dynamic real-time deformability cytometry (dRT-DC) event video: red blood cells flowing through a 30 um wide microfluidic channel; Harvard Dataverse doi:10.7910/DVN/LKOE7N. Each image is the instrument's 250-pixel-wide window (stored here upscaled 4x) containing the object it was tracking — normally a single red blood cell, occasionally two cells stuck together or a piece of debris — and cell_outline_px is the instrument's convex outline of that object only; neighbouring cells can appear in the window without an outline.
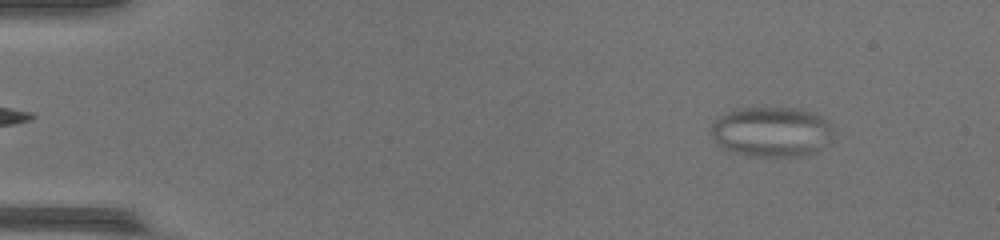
{"species": "common noctule bat (a hibernating species)", "species_latin": "Nyctalus noctula", "temperature_condition": "warm", "stored_images_in_passage": 49, "camera_frame_rate_fps": 3000, "um_per_image_px": 0.085, "animal": {"sex": "female", "body_mass_g": 17.0, "forearm_length_mm": 48.0}, "frame": {"image": 1, "passage_image": 5, "time_ms": 1.333, "image_size_px": [1000, 240], "cell_outline_px": [[832, 128], [816, 148], [800, 156], [752, 156], [736, 152], [724, 148], [716, 144], [712, 136], [712, 124], [720, 116], [728, 112], [744, 108], [792, 108], [808, 112], [820, 116]], "centroid_in_image_um": [65.44, 11.19], "position_along_channel_um": 19.6, "area_um2": 34.04}}
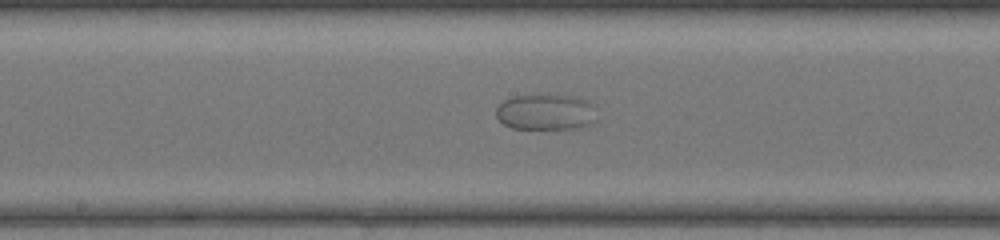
{"frame": {"image": 2, "passage_image": 26, "time_ms": 8.333, "image_size_px": [1000, 240], "cell_outline_px": [[596, 120], [592, 124], [580, 128], [512, 128], [504, 124], [496, 116], [496, 108], [504, 100], [512, 96], [580, 96], [588, 100], [592, 104]], "centroid_in_image_um": [46.42, 9.53], "position_along_channel_um": 201.8, "area_um2": 20.87}}
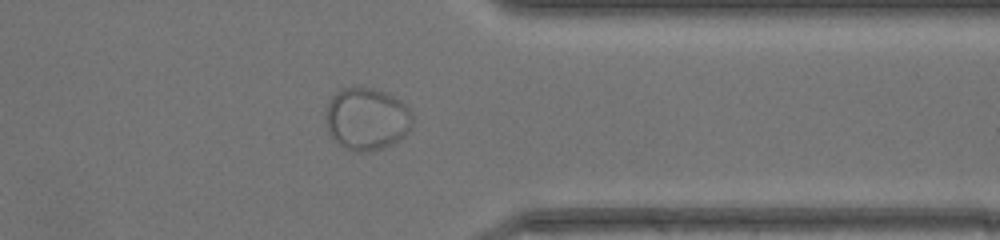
{"frame": {"image": 3, "passage_image": 39, "time_ms": 12.667, "image_size_px": [1000, 240], "cell_outline_px": [[412, 128], [404, 136], [392, 144], [384, 148], [364, 152], [356, 152], [344, 148], [328, 132], [324, 116], [328, 104], [332, 96], [340, 88], [372, 88], [396, 96], [412, 112]], "centroid_in_image_um": [31.18, 10.11], "position_along_channel_um": 380.2, "area_um2": 31.73}}